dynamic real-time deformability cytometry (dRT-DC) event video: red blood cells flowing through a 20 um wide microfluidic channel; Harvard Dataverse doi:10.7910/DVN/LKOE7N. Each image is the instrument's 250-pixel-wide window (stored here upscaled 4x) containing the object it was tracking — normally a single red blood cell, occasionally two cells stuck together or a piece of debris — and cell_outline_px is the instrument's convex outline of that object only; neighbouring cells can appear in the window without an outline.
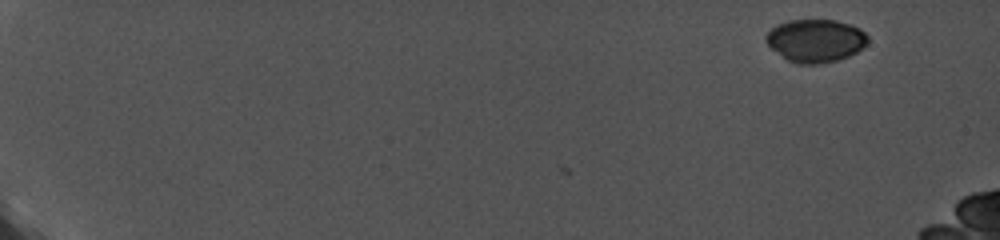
{"species": "common noctule bat (a hibernating species)", "species_latin": "Nyctalus noctula", "temperature_condition": "cold", "stored_images_in_passage": 3, "camera_frame_rate_fps": 5000, "um_per_image_px": 0.085, "animal": {"sex": "female", "body_mass_g": 19.0, "forearm_length_mm": 56.7}, "frame": {"image": 1, "passage_image": 3, "time_ms": 0.4, "image_size_px": [1000, 240], "cell_outline_px": [[868, 40], [856, 52], [848, 56], [836, 60], [820, 64], [796, 64], [788, 60], [772, 48], [764, 40], [764, 36], [776, 24], [788, 20], [836, 20], [860, 28], [868, 36]], "centroid_in_image_um": [69.29, 3.45], "position_along_channel_um": 15.7, "area_um2": 25.32}}